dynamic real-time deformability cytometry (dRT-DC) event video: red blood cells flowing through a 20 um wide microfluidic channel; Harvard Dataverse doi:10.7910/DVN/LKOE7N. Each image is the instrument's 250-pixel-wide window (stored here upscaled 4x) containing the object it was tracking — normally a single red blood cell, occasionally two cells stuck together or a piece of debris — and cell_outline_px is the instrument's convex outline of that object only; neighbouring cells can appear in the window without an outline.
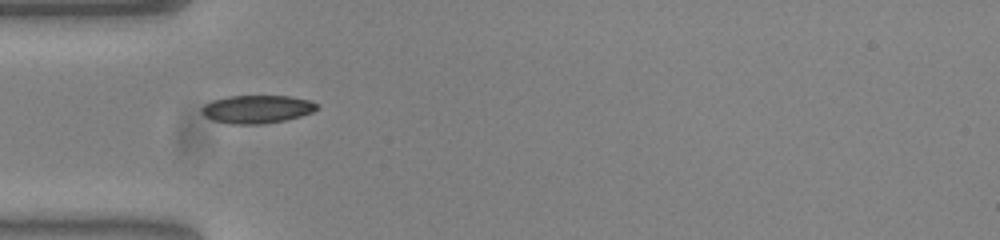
{"species": "common noctule bat (a hibernating species)", "species_latin": "Nyctalus noctula", "temperature_condition": "warm", "stored_images_in_passage": 38, "camera_frame_rate_fps": 3000, "um_per_image_px": 0.085, "animal": {"sex": "female", "body_mass_g": 23.0, "forearm_length_mm": 53.4}, "frame": {"image": 1, "passage_image": 1, "time_ms": 0.0, "image_size_px": [1000, 240], "cell_outline_px": [[316, 108], [312, 112], [300, 116], [284, 120], [260, 124], [228, 124], [212, 120], [204, 116], [200, 112], [200, 108], [204, 104], [212, 100], [228, 96], [288, 96], [308, 100], [316, 104]], "centroid_in_image_um": [21.75, 9.28], "position_along_channel_um": 63.3, "area_um2": 18.79}}
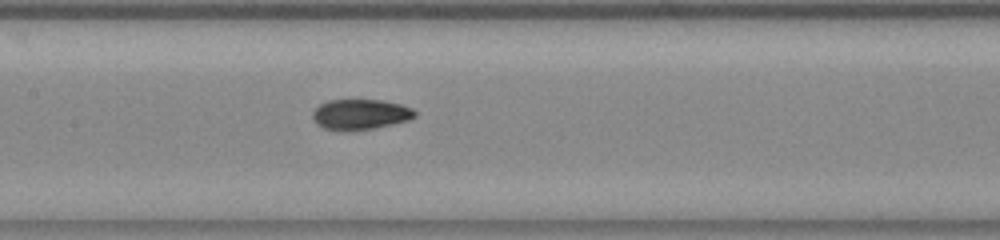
{"frame": {"image": 2, "passage_image": 10, "time_ms": 3.0, "image_size_px": [1000, 240], "cell_outline_px": [[416, 116], [408, 120], [372, 128], [348, 132], [324, 128], [316, 124], [312, 116], [312, 112], [320, 104], [328, 100], [384, 100], [400, 104], [412, 108], [416, 112]], "centroid_in_image_um": [30.6, 9.72], "position_along_channel_um": 176.8, "area_um2": 18.15}}
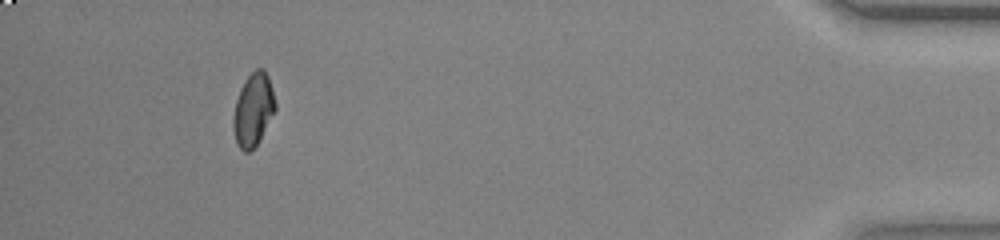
{"frame": {"image": 3, "passage_image": 34, "time_ms": 11.0, "image_size_px": [1000, 240], "cell_outline_px": [[276, 108], [256, 144], [248, 152], [244, 152], [236, 144], [232, 128], [232, 120], [236, 100], [240, 88], [244, 80], [256, 68], [264, 68], [268, 76], [272, 88], [276, 104]], "centroid_in_image_um": [21.5, 9.29], "position_along_channel_um": 413.7, "area_um2": 17.74}, "authors_computed_cell_mechanics": {"area_um2": 17.918, "velocity_mm_per_s": 3.8067, "shape_relaxation_time_tau1_ms": 8.3443, "shape_relaxation_time_tau2_ms": 1.406, "deformation_change_tau1": 0.2118, "deformation_change_tau2": 0.0415}}